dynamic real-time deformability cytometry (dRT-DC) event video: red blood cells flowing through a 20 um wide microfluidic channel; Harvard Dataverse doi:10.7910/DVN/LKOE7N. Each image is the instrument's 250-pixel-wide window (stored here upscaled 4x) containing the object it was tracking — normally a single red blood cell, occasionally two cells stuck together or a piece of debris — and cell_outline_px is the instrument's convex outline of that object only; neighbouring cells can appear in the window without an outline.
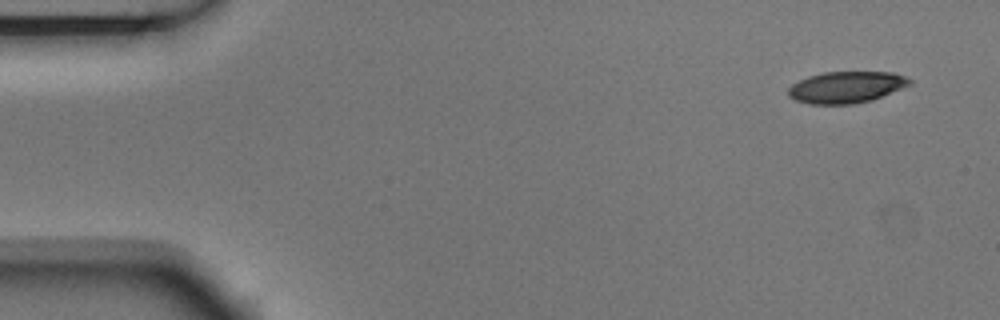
{"species": "Egyptian fruit bat (a non-hibernating species)", "species_latin": "Rousettus aegyptiacus", "temperature_condition": "room temperature", "stored_images_in_passage": 6, "camera_frame_rate_fps": 3000, "um_per_image_px": 0.085, "animal": {"sex": "male"}, "frame": {"image": 1, "passage_image": 1, "time_ms": 0.0, "image_size_px": [1000, 320], "cell_outline_px": [[912, 84], [872, 100], [852, 104], [808, 104], [796, 100], [788, 96], [788, 88], [792, 84], [808, 76], [824, 72], [892, 72], [904, 76], [912, 80]], "centroid_in_image_um": [71.93, 7.41], "position_along_channel_um": 13.1, "area_um2": 22.31}}
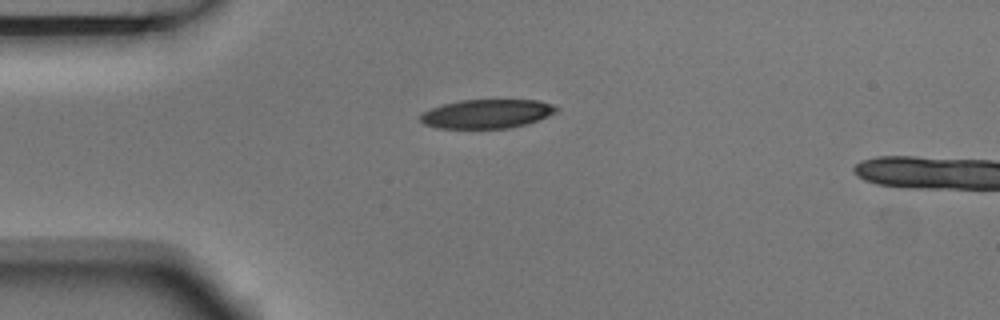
{"frame": {"image": 2, "passage_image": 4, "time_ms": 1.0, "image_size_px": [1000, 320], "cell_outline_px": [[560, 108], [556, 112], [548, 116], [524, 124], [508, 128], [436, 128], [424, 124], [420, 120], [420, 116], [424, 112], [432, 108], [444, 104], [460, 100], [536, 100], [552, 104]], "centroid_in_image_um": [41.38, 9.67], "position_along_channel_um": 43.6, "area_um2": 22.72}}
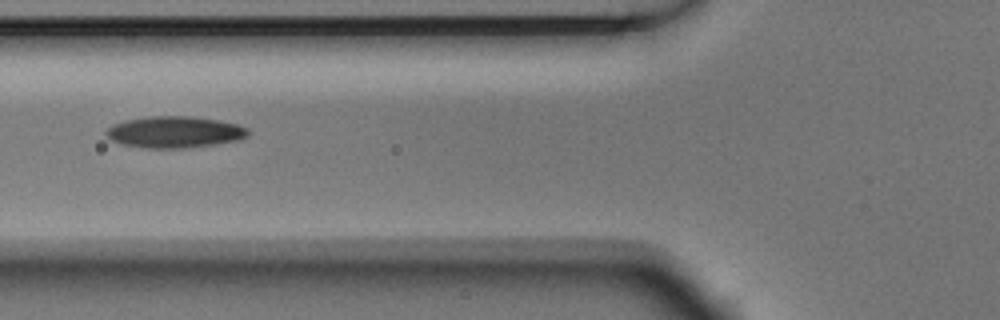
{"frame": {"image": 3, "passage_image": 6, "time_ms": 1.667, "image_size_px": [1000, 320], "cell_outline_px": [[252, 132], [248, 136], [240, 140], [216, 144], [184, 148], [148, 148], [120, 144], [112, 140], [104, 132], [112, 124], [124, 120], [148, 116], [188, 116], [220, 120], [236, 124], [248, 128]], "centroid_in_image_um": [14.87, 11.22], "position_along_channel_um": 110.9, "area_um2": 26.3}}